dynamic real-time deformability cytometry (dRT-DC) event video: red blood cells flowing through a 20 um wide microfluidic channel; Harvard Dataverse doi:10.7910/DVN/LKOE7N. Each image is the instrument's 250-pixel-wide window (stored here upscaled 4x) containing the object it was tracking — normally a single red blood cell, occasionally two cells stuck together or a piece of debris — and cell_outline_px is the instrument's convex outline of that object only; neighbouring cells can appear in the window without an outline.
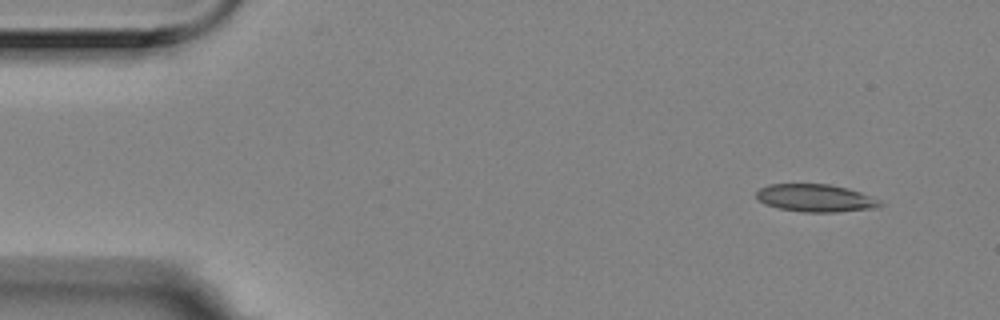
{"species": "Egyptian fruit bat (a non-hibernating species)", "species_latin": "Rousettus aegyptiacus", "temperature_condition": "room temperature", "stored_images_in_passage": 5, "camera_frame_rate_fps": 3000, "um_per_image_px": 0.085, "animal": {"sex": "female"}, "frame": {"image": 1, "passage_image": 1, "time_ms": 0.0, "image_size_px": [1000, 320], "cell_outline_px": [[884, 204], [876, 208], [836, 212], [804, 212], [780, 208], [764, 204], [756, 196], [756, 192], [760, 188], [768, 184], [828, 184], [848, 188], [860, 192], [880, 200]], "centroid_in_image_um": [69.33, 16.83], "position_along_channel_um": 15.7, "area_um2": 19.88}}
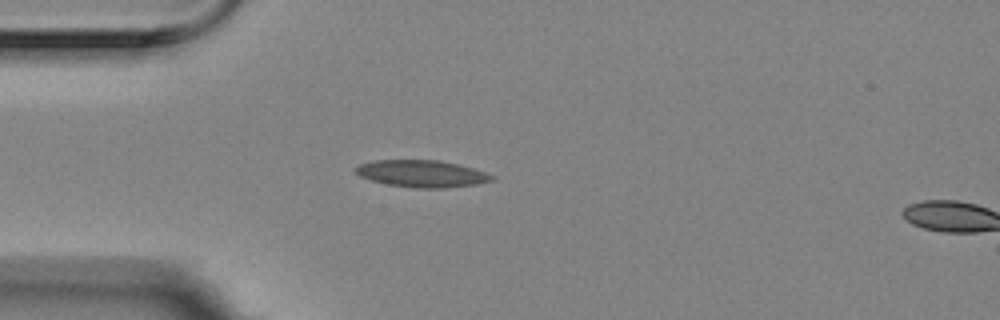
{"frame": {"image": 2, "passage_image": 4, "time_ms": 1.0, "image_size_px": [1000, 320], "cell_outline_px": [[496, 176], [492, 180], [476, 184], [444, 188], [416, 188], [388, 184], [372, 180], [360, 176], [352, 172], [352, 168], [360, 164], [372, 160], [440, 160], [472, 168]], "centroid_in_image_um": [35.79, 14.75], "position_along_channel_um": 49.2, "area_um2": 21.39}}